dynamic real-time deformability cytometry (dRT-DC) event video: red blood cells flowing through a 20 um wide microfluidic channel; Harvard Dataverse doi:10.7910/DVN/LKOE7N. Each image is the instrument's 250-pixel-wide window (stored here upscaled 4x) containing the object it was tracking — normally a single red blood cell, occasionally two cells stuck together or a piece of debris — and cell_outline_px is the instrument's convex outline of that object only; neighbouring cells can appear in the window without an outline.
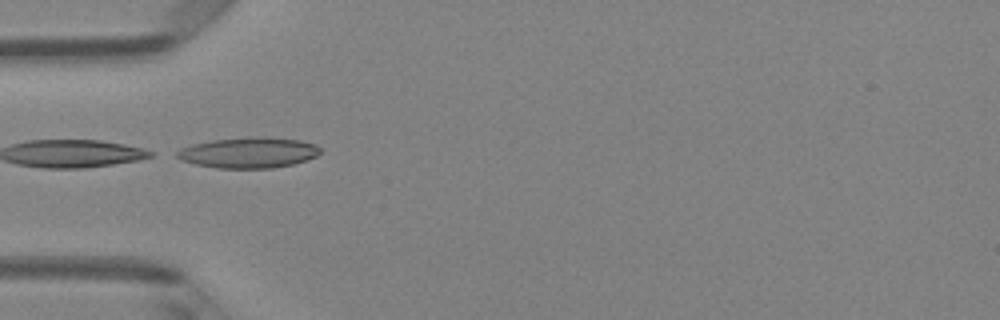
{"species": "Egyptian fruit bat (a non-hibernating species)", "species_latin": "Rousettus aegyptiacus", "temperature_condition": "room temperature", "stored_images_in_passage": 6, "camera_frame_rate_fps": 3000, "um_per_image_px": 0.085, "animal": {"sex": "female"}, "frame": {"image": 1, "passage_image": 4, "time_ms": 1.0, "image_size_px": [1000, 320], "cell_outline_px": [[320, 152], [316, 156], [292, 164], [272, 168], [216, 168], [196, 164], [180, 160], [172, 152], [180, 148], [192, 144], [212, 140], [300, 140], [316, 144], [320, 148]], "centroid_in_image_um": [21.04, 13.03], "position_along_channel_um": 64.0, "area_um2": 24.39}}
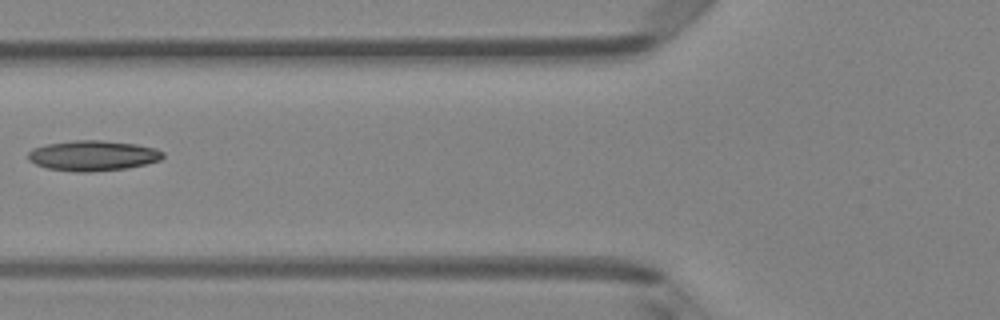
{"frame": {"image": 2, "passage_image": 5, "time_ms": 1.333, "image_size_px": [1000, 320], "cell_outline_px": [[164, 156], [160, 160], [128, 168], [88, 172], [76, 172], [48, 168], [36, 164], [28, 160], [28, 152], [32, 148], [48, 144], [72, 140], [100, 140], [136, 144], [156, 148], [164, 152]], "centroid_in_image_um": [7.9, 13.22], "position_along_channel_um": 117.9, "area_um2": 23.81}}
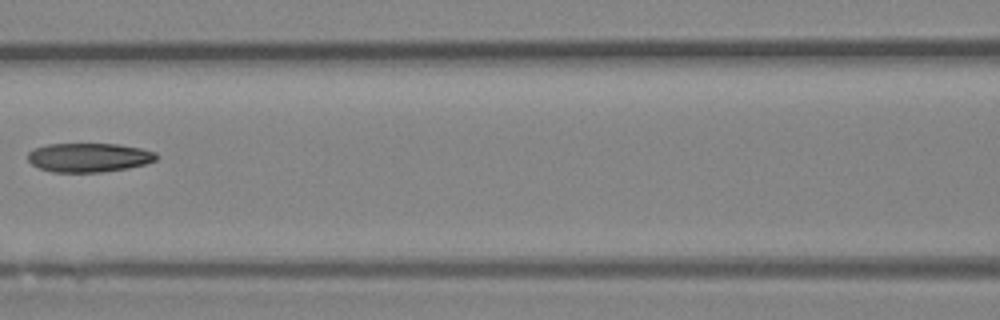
{"frame": {"image": 3, "passage_image": 6, "time_ms": 1.667, "image_size_px": [1000, 320], "cell_outline_px": [[160, 156], [156, 160], [144, 164], [128, 168], [104, 172], [52, 172], [40, 168], [32, 164], [28, 160], [28, 152], [36, 148], [48, 144], [116, 144], [140, 148], [156, 152]], "centroid_in_image_um": [7.58, 13.39], "position_along_channel_um": 159.0, "area_um2": 21.73}}